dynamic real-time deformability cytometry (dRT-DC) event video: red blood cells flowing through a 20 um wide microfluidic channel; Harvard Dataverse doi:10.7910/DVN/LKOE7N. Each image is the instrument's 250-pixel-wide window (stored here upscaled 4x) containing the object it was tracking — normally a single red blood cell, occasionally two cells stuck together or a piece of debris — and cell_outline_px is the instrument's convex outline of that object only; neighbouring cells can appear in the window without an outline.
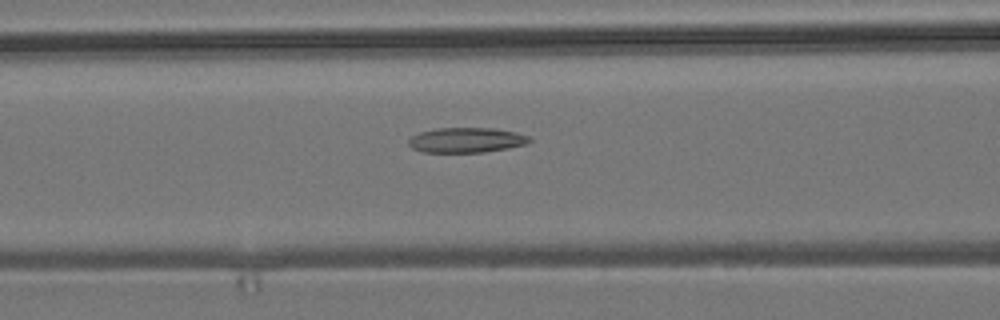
{"species": "common noctule bat (a hibernating species)", "species_latin": "Nyctalus noctula", "temperature_condition": "room temperature", "stored_images_in_passage": 23, "camera_frame_rate_fps": 3000, "um_per_image_px": 0.085, "animal": {"sex": "male", "body_mass_g": 19.2, "forearm_length_mm": 51.8}, "frame": {"image": 1, "passage_image": 22, "time_ms": 7.0, "image_size_px": [1000, 320], "cell_outline_px": [[532, 140], [528, 144], [508, 148], [484, 152], [424, 152], [412, 148], [408, 144], [408, 140], [412, 136], [420, 132], [436, 128], [492, 128], [516, 132], [528, 136]], "centroid_in_image_um": [39.65, 11.91], "position_along_channel_um": 126.9, "area_um2": 17.63}}